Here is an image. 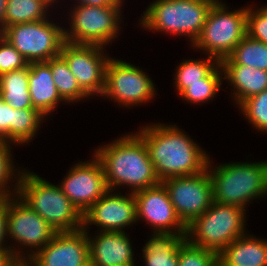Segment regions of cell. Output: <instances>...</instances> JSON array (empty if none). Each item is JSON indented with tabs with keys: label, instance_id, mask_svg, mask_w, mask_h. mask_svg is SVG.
I'll use <instances>...</instances> for the list:
<instances>
[{
	"label": "cell",
	"instance_id": "ba28073f",
	"mask_svg": "<svg viewBox=\"0 0 267 266\" xmlns=\"http://www.w3.org/2000/svg\"><path fill=\"white\" fill-rule=\"evenodd\" d=\"M121 5H74L70 13L69 30L64 28V41L74 44L106 47L118 37Z\"/></svg>",
	"mask_w": 267,
	"mask_h": 266
},
{
	"label": "cell",
	"instance_id": "d6a6232c",
	"mask_svg": "<svg viewBox=\"0 0 267 266\" xmlns=\"http://www.w3.org/2000/svg\"><path fill=\"white\" fill-rule=\"evenodd\" d=\"M247 35L267 45V5L257 10L247 7Z\"/></svg>",
	"mask_w": 267,
	"mask_h": 266
},
{
	"label": "cell",
	"instance_id": "4fadbf2b",
	"mask_svg": "<svg viewBox=\"0 0 267 266\" xmlns=\"http://www.w3.org/2000/svg\"><path fill=\"white\" fill-rule=\"evenodd\" d=\"M105 47L64 42L60 55L66 60L80 88L90 97L102 96L106 66L110 60Z\"/></svg>",
	"mask_w": 267,
	"mask_h": 266
},
{
	"label": "cell",
	"instance_id": "f1b7e54d",
	"mask_svg": "<svg viewBox=\"0 0 267 266\" xmlns=\"http://www.w3.org/2000/svg\"><path fill=\"white\" fill-rule=\"evenodd\" d=\"M222 76L223 70L219 64L206 78H203V83L187 84V89L179 97L192 104L207 103L221 90Z\"/></svg>",
	"mask_w": 267,
	"mask_h": 266
},
{
	"label": "cell",
	"instance_id": "52a82bcc",
	"mask_svg": "<svg viewBox=\"0 0 267 266\" xmlns=\"http://www.w3.org/2000/svg\"><path fill=\"white\" fill-rule=\"evenodd\" d=\"M228 8L225 3L212 5L199 38L191 45L219 61L247 35V6L230 12Z\"/></svg>",
	"mask_w": 267,
	"mask_h": 266
},
{
	"label": "cell",
	"instance_id": "cb8c5ba5",
	"mask_svg": "<svg viewBox=\"0 0 267 266\" xmlns=\"http://www.w3.org/2000/svg\"><path fill=\"white\" fill-rule=\"evenodd\" d=\"M55 0H7L4 14V29L7 26L36 22L47 17L49 7ZM48 11V12H47Z\"/></svg>",
	"mask_w": 267,
	"mask_h": 266
},
{
	"label": "cell",
	"instance_id": "4316f807",
	"mask_svg": "<svg viewBox=\"0 0 267 266\" xmlns=\"http://www.w3.org/2000/svg\"><path fill=\"white\" fill-rule=\"evenodd\" d=\"M220 64H238L267 71V45L246 35Z\"/></svg>",
	"mask_w": 267,
	"mask_h": 266
},
{
	"label": "cell",
	"instance_id": "3957f363",
	"mask_svg": "<svg viewBox=\"0 0 267 266\" xmlns=\"http://www.w3.org/2000/svg\"><path fill=\"white\" fill-rule=\"evenodd\" d=\"M208 161L214 202L237 205L246 209L248 203L267 196V160L259 162H229L213 168Z\"/></svg>",
	"mask_w": 267,
	"mask_h": 266
},
{
	"label": "cell",
	"instance_id": "60d3db41",
	"mask_svg": "<svg viewBox=\"0 0 267 266\" xmlns=\"http://www.w3.org/2000/svg\"><path fill=\"white\" fill-rule=\"evenodd\" d=\"M17 266H31L27 261H20Z\"/></svg>",
	"mask_w": 267,
	"mask_h": 266
},
{
	"label": "cell",
	"instance_id": "ac0fdd59",
	"mask_svg": "<svg viewBox=\"0 0 267 266\" xmlns=\"http://www.w3.org/2000/svg\"><path fill=\"white\" fill-rule=\"evenodd\" d=\"M86 233L90 266H136L133 247L125 231L99 232L94 238L89 231Z\"/></svg>",
	"mask_w": 267,
	"mask_h": 266
},
{
	"label": "cell",
	"instance_id": "7c38bea8",
	"mask_svg": "<svg viewBox=\"0 0 267 266\" xmlns=\"http://www.w3.org/2000/svg\"><path fill=\"white\" fill-rule=\"evenodd\" d=\"M181 221L188 226L214 202L213 187L207 169L191 176L171 177L162 181Z\"/></svg>",
	"mask_w": 267,
	"mask_h": 266
},
{
	"label": "cell",
	"instance_id": "d590c367",
	"mask_svg": "<svg viewBox=\"0 0 267 266\" xmlns=\"http://www.w3.org/2000/svg\"><path fill=\"white\" fill-rule=\"evenodd\" d=\"M0 140L13 143V108L4 100L0 103Z\"/></svg>",
	"mask_w": 267,
	"mask_h": 266
},
{
	"label": "cell",
	"instance_id": "8992f818",
	"mask_svg": "<svg viewBox=\"0 0 267 266\" xmlns=\"http://www.w3.org/2000/svg\"><path fill=\"white\" fill-rule=\"evenodd\" d=\"M246 209L237 205L213 202L186 231V239L193 245L220 254L236 238L246 234Z\"/></svg>",
	"mask_w": 267,
	"mask_h": 266
},
{
	"label": "cell",
	"instance_id": "d6986e66",
	"mask_svg": "<svg viewBox=\"0 0 267 266\" xmlns=\"http://www.w3.org/2000/svg\"><path fill=\"white\" fill-rule=\"evenodd\" d=\"M28 89L34 109L46 118L60 102H65L55 87L51 68L46 62L29 63Z\"/></svg>",
	"mask_w": 267,
	"mask_h": 266
},
{
	"label": "cell",
	"instance_id": "9a60e30c",
	"mask_svg": "<svg viewBox=\"0 0 267 266\" xmlns=\"http://www.w3.org/2000/svg\"><path fill=\"white\" fill-rule=\"evenodd\" d=\"M137 221L136 199L130 191L125 195L108 190L83 214V229L96 225L100 232H123Z\"/></svg>",
	"mask_w": 267,
	"mask_h": 266
},
{
	"label": "cell",
	"instance_id": "74e56055",
	"mask_svg": "<svg viewBox=\"0 0 267 266\" xmlns=\"http://www.w3.org/2000/svg\"><path fill=\"white\" fill-rule=\"evenodd\" d=\"M19 262L12 253H0V266H17Z\"/></svg>",
	"mask_w": 267,
	"mask_h": 266
},
{
	"label": "cell",
	"instance_id": "d4e9b609",
	"mask_svg": "<svg viewBox=\"0 0 267 266\" xmlns=\"http://www.w3.org/2000/svg\"><path fill=\"white\" fill-rule=\"evenodd\" d=\"M52 71V78L59 95L65 103L82 101L89 96L80 88L66 60L58 55L46 62Z\"/></svg>",
	"mask_w": 267,
	"mask_h": 266
},
{
	"label": "cell",
	"instance_id": "8d00e7d4",
	"mask_svg": "<svg viewBox=\"0 0 267 266\" xmlns=\"http://www.w3.org/2000/svg\"><path fill=\"white\" fill-rule=\"evenodd\" d=\"M123 1L124 0H76L77 4L73 5H91L105 7L112 5H123Z\"/></svg>",
	"mask_w": 267,
	"mask_h": 266
},
{
	"label": "cell",
	"instance_id": "7402d4cb",
	"mask_svg": "<svg viewBox=\"0 0 267 266\" xmlns=\"http://www.w3.org/2000/svg\"><path fill=\"white\" fill-rule=\"evenodd\" d=\"M186 234L153 233L141 250L145 266H179V246Z\"/></svg>",
	"mask_w": 267,
	"mask_h": 266
},
{
	"label": "cell",
	"instance_id": "277c9868",
	"mask_svg": "<svg viewBox=\"0 0 267 266\" xmlns=\"http://www.w3.org/2000/svg\"><path fill=\"white\" fill-rule=\"evenodd\" d=\"M17 195L56 232L82 229L83 215L62 192L60 186L49 183L34 172L23 170Z\"/></svg>",
	"mask_w": 267,
	"mask_h": 266
},
{
	"label": "cell",
	"instance_id": "9c48e42d",
	"mask_svg": "<svg viewBox=\"0 0 267 266\" xmlns=\"http://www.w3.org/2000/svg\"><path fill=\"white\" fill-rule=\"evenodd\" d=\"M28 61L47 62L60 55L64 28L48 20L7 26L1 33Z\"/></svg>",
	"mask_w": 267,
	"mask_h": 266
},
{
	"label": "cell",
	"instance_id": "f546056e",
	"mask_svg": "<svg viewBox=\"0 0 267 266\" xmlns=\"http://www.w3.org/2000/svg\"><path fill=\"white\" fill-rule=\"evenodd\" d=\"M11 144L12 143L0 140V199H6V198H9V197H12L18 194L19 180H20L21 173L23 172V169L19 170L20 167L17 170L14 169L15 164L13 163L14 157H12V154H11L12 153ZM13 178L16 180H13ZM12 180L14 182L16 181L15 185L12 184L13 182ZM11 184H12V187H11ZM9 186L11 188H14L12 189L13 191L11 190Z\"/></svg>",
	"mask_w": 267,
	"mask_h": 266
},
{
	"label": "cell",
	"instance_id": "83f0119b",
	"mask_svg": "<svg viewBox=\"0 0 267 266\" xmlns=\"http://www.w3.org/2000/svg\"><path fill=\"white\" fill-rule=\"evenodd\" d=\"M43 116L37 109H13V144L19 145L33 141L40 130Z\"/></svg>",
	"mask_w": 267,
	"mask_h": 266
},
{
	"label": "cell",
	"instance_id": "8fae6325",
	"mask_svg": "<svg viewBox=\"0 0 267 266\" xmlns=\"http://www.w3.org/2000/svg\"><path fill=\"white\" fill-rule=\"evenodd\" d=\"M6 228L7 239L11 238L22 248L25 246L24 250L33 249L30 253L24 252L23 261H27L35 252L42 249L57 233L18 195L6 198Z\"/></svg>",
	"mask_w": 267,
	"mask_h": 266
},
{
	"label": "cell",
	"instance_id": "30bf717a",
	"mask_svg": "<svg viewBox=\"0 0 267 266\" xmlns=\"http://www.w3.org/2000/svg\"><path fill=\"white\" fill-rule=\"evenodd\" d=\"M155 87L152 79L138 66L111 57L106 66L102 96L123 107H134L151 102L157 92Z\"/></svg>",
	"mask_w": 267,
	"mask_h": 266
},
{
	"label": "cell",
	"instance_id": "e0dca14e",
	"mask_svg": "<svg viewBox=\"0 0 267 266\" xmlns=\"http://www.w3.org/2000/svg\"><path fill=\"white\" fill-rule=\"evenodd\" d=\"M27 263L31 266H90L86 231L82 228L72 232H57Z\"/></svg>",
	"mask_w": 267,
	"mask_h": 266
},
{
	"label": "cell",
	"instance_id": "7a4b0ae2",
	"mask_svg": "<svg viewBox=\"0 0 267 266\" xmlns=\"http://www.w3.org/2000/svg\"><path fill=\"white\" fill-rule=\"evenodd\" d=\"M125 134L93 153L101 162L108 190L128 186L131 193L160 183L148 149L137 134Z\"/></svg>",
	"mask_w": 267,
	"mask_h": 266
},
{
	"label": "cell",
	"instance_id": "e575fe53",
	"mask_svg": "<svg viewBox=\"0 0 267 266\" xmlns=\"http://www.w3.org/2000/svg\"><path fill=\"white\" fill-rule=\"evenodd\" d=\"M7 228H6V199H0V253H12L20 261H23V251H21V246L18 248L8 245L7 243Z\"/></svg>",
	"mask_w": 267,
	"mask_h": 266
},
{
	"label": "cell",
	"instance_id": "7bdbcfd3",
	"mask_svg": "<svg viewBox=\"0 0 267 266\" xmlns=\"http://www.w3.org/2000/svg\"><path fill=\"white\" fill-rule=\"evenodd\" d=\"M3 101V96L2 94L0 93V103Z\"/></svg>",
	"mask_w": 267,
	"mask_h": 266
},
{
	"label": "cell",
	"instance_id": "836d02e7",
	"mask_svg": "<svg viewBox=\"0 0 267 266\" xmlns=\"http://www.w3.org/2000/svg\"><path fill=\"white\" fill-rule=\"evenodd\" d=\"M28 65V61L0 34V75Z\"/></svg>",
	"mask_w": 267,
	"mask_h": 266
},
{
	"label": "cell",
	"instance_id": "f35d334b",
	"mask_svg": "<svg viewBox=\"0 0 267 266\" xmlns=\"http://www.w3.org/2000/svg\"><path fill=\"white\" fill-rule=\"evenodd\" d=\"M7 0H0V33L4 30V14Z\"/></svg>",
	"mask_w": 267,
	"mask_h": 266
},
{
	"label": "cell",
	"instance_id": "5b68a950",
	"mask_svg": "<svg viewBox=\"0 0 267 266\" xmlns=\"http://www.w3.org/2000/svg\"><path fill=\"white\" fill-rule=\"evenodd\" d=\"M212 4L205 0H156L139 19L142 28L185 35L193 45L199 38Z\"/></svg>",
	"mask_w": 267,
	"mask_h": 266
},
{
	"label": "cell",
	"instance_id": "603a6c76",
	"mask_svg": "<svg viewBox=\"0 0 267 266\" xmlns=\"http://www.w3.org/2000/svg\"><path fill=\"white\" fill-rule=\"evenodd\" d=\"M0 93L13 109L34 108L28 89V66L0 75Z\"/></svg>",
	"mask_w": 267,
	"mask_h": 266
},
{
	"label": "cell",
	"instance_id": "ffe728a7",
	"mask_svg": "<svg viewBox=\"0 0 267 266\" xmlns=\"http://www.w3.org/2000/svg\"><path fill=\"white\" fill-rule=\"evenodd\" d=\"M223 79L233 88L234 102L239 106L244 100L267 89V71L246 65L220 64Z\"/></svg>",
	"mask_w": 267,
	"mask_h": 266
},
{
	"label": "cell",
	"instance_id": "ab89813d",
	"mask_svg": "<svg viewBox=\"0 0 267 266\" xmlns=\"http://www.w3.org/2000/svg\"><path fill=\"white\" fill-rule=\"evenodd\" d=\"M205 1L210 2L212 5H215V4H223V2H221L219 0H205Z\"/></svg>",
	"mask_w": 267,
	"mask_h": 266
},
{
	"label": "cell",
	"instance_id": "2e32d148",
	"mask_svg": "<svg viewBox=\"0 0 267 266\" xmlns=\"http://www.w3.org/2000/svg\"><path fill=\"white\" fill-rule=\"evenodd\" d=\"M137 221L153 227V233L186 234L187 226L179 218L162 182L134 193Z\"/></svg>",
	"mask_w": 267,
	"mask_h": 266
},
{
	"label": "cell",
	"instance_id": "1f68e13d",
	"mask_svg": "<svg viewBox=\"0 0 267 266\" xmlns=\"http://www.w3.org/2000/svg\"><path fill=\"white\" fill-rule=\"evenodd\" d=\"M178 261L179 266H215L219 261V256L185 239L179 246Z\"/></svg>",
	"mask_w": 267,
	"mask_h": 266
},
{
	"label": "cell",
	"instance_id": "5bb4252c",
	"mask_svg": "<svg viewBox=\"0 0 267 266\" xmlns=\"http://www.w3.org/2000/svg\"><path fill=\"white\" fill-rule=\"evenodd\" d=\"M59 184L82 215L108 191L103 166L95 155L92 161L72 165Z\"/></svg>",
	"mask_w": 267,
	"mask_h": 266
},
{
	"label": "cell",
	"instance_id": "b9f144b4",
	"mask_svg": "<svg viewBox=\"0 0 267 266\" xmlns=\"http://www.w3.org/2000/svg\"><path fill=\"white\" fill-rule=\"evenodd\" d=\"M215 266H224L221 262H217L216 264H215Z\"/></svg>",
	"mask_w": 267,
	"mask_h": 266
},
{
	"label": "cell",
	"instance_id": "44dd1931",
	"mask_svg": "<svg viewBox=\"0 0 267 266\" xmlns=\"http://www.w3.org/2000/svg\"><path fill=\"white\" fill-rule=\"evenodd\" d=\"M218 256L224 266H267V240L246 233Z\"/></svg>",
	"mask_w": 267,
	"mask_h": 266
},
{
	"label": "cell",
	"instance_id": "4dcf8cb0",
	"mask_svg": "<svg viewBox=\"0 0 267 266\" xmlns=\"http://www.w3.org/2000/svg\"><path fill=\"white\" fill-rule=\"evenodd\" d=\"M238 108L255 129L267 133V89L244 100Z\"/></svg>",
	"mask_w": 267,
	"mask_h": 266
},
{
	"label": "cell",
	"instance_id": "6da1fadb",
	"mask_svg": "<svg viewBox=\"0 0 267 266\" xmlns=\"http://www.w3.org/2000/svg\"><path fill=\"white\" fill-rule=\"evenodd\" d=\"M148 125L136 133L145 142L160 182L171 177L196 175L207 169L210 156L176 124Z\"/></svg>",
	"mask_w": 267,
	"mask_h": 266
},
{
	"label": "cell",
	"instance_id": "484cf974",
	"mask_svg": "<svg viewBox=\"0 0 267 266\" xmlns=\"http://www.w3.org/2000/svg\"><path fill=\"white\" fill-rule=\"evenodd\" d=\"M219 64L217 58L209 55L205 60L203 58L183 60L178 67L176 66L174 75L177 96L187 89V84L203 83V78H206Z\"/></svg>",
	"mask_w": 267,
	"mask_h": 266
}]
</instances>
